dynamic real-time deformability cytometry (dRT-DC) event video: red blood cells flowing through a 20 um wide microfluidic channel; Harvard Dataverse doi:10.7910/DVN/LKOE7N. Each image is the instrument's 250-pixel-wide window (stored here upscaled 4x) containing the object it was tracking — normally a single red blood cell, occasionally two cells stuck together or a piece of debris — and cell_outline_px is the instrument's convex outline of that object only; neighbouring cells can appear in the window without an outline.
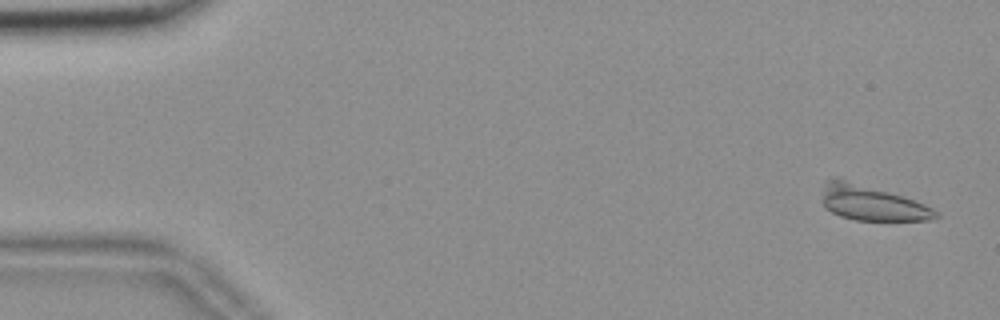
{"species": "common noctule bat (a hibernating species)", "species_latin": "Nyctalus noctula", "temperature_condition": "room temperature", "stored_images_in_passage": 35, "camera_frame_rate_fps": 3000, "um_per_image_px": 0.085, "animal": {"sex": "female", "body_mass_g": 18.4}, "frame": {"image": 1, "passage_image": 2, "time_ms": 0.333, "image_size_px": [1000, 320], "cell_outline_px": [[940, 216], [932, 220], [856, 220], [840, 216], [824, 208], [824, 192], [828, 180], [832, 176], [904, 196], [924, 204], [940, 212]], "centroid_in_image_um": [74.15, 17.27], "position_along_channel_um": 10.8, "area_um2": 22.89}}
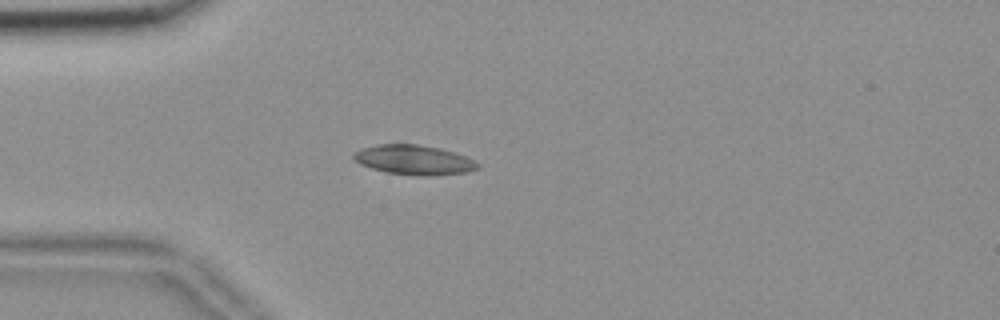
{"frame": {"image": 2, "passage_image": 15, "time_ms": 4.667, "image_size_px": [1000, 320], "cell_outline_px": [[480, 168], [468, 172], [428, 176], [424, 176], [384, 172], [360, 164], [352, 156], [352, 152], [360, 148], [376, 144], [416, 144], [440, 148], [476, 160], [480, 164]], "centroid_in_image_um": [35.18, 13.59], "position_along_channel_um": 49.8, "area_um2": 21.56}}